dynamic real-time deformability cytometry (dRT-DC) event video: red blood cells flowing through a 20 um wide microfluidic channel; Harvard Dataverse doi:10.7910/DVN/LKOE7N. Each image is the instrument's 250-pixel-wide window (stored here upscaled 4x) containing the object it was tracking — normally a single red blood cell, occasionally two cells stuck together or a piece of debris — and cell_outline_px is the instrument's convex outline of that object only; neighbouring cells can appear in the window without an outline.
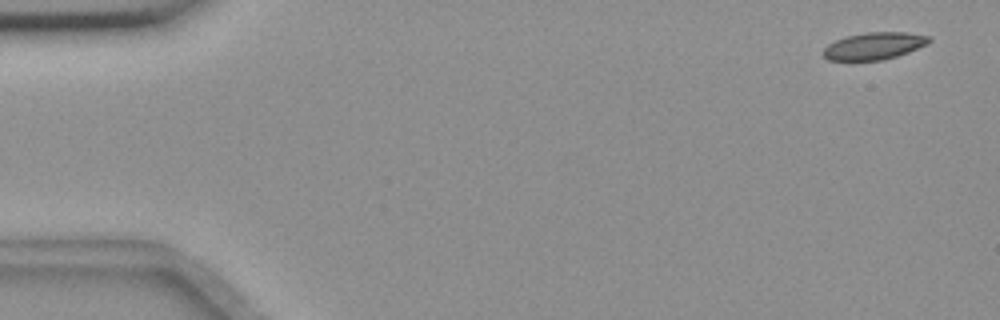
{"species": "common noctule bat (a hibernating species)", "species_latin": "Nyctalus noctula", "temperature_condition": "room temperature", "stored_images_in_passage": 5, "camera_frame_rate_fps": 3000, "um_per_image_px": 0.085, "animal": {"sex": "female", "body_mass_g": 18.4}, "frame": {"image": 1, "passage_image": 1, "time_ms": 0.0, "image_size_px": [1000, 320], "cell_outline_px": [[932, 40], [928, 44], [908, 52], [896, 56], [880, 60], [828, 60], [824, 56], [824, 48], [828, 44], [836, 40], [848, 36], [868, 32], [908, 32], [928, 36]], "centroid_in_image_um": [74.33, 3.9], "position_along_channel_um": 10.7, "area_um2": 16.53}}